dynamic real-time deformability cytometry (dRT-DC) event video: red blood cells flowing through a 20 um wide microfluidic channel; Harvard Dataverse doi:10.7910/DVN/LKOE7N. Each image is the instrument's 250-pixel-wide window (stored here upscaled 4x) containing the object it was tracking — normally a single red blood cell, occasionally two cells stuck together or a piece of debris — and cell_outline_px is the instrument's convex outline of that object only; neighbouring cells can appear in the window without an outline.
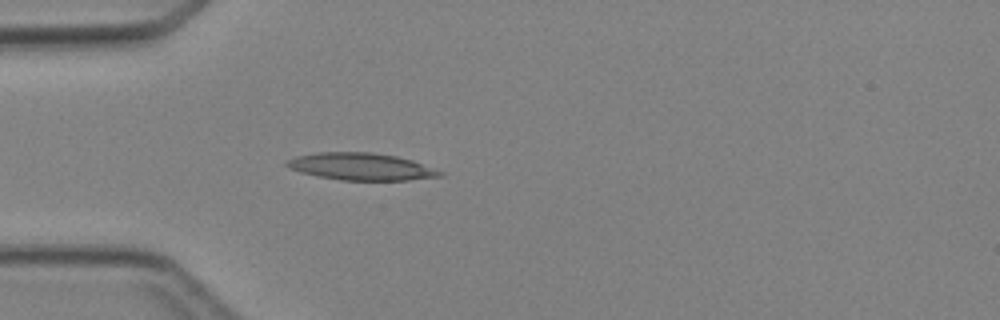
{"species": "Egyptian fruit bat (a non-hibernating species)", "species_latin": "Rousettus aegyptiacus", "temperature_condition": "cold", "stored_images_in_passage": 3, "camera_frame_rate_fps": 3000, "um_per_image_px": 0.085, "animal": {"sex": "female"}, "frame": {"image": 1, "passage_image": 3, "time_ms": 2.333, "image_size_px": [1000, 320], "cell_outline_px": [[444, 176], [408, 180], [340, 180], [300, 172], [288, 168], [284, 164], [284, 160], [296, 156], [316, 152], [372, 152], [396, 156], [412, 160], [444, 172]], "centroid_in_image_um": [30.66, 14.15], "position_along_channel_um": 54.3, "area_um2": 24.33}}